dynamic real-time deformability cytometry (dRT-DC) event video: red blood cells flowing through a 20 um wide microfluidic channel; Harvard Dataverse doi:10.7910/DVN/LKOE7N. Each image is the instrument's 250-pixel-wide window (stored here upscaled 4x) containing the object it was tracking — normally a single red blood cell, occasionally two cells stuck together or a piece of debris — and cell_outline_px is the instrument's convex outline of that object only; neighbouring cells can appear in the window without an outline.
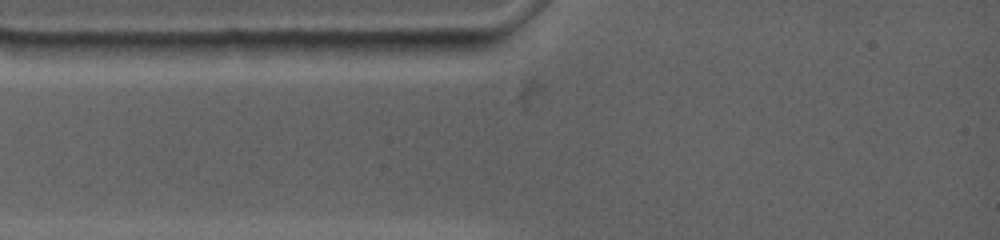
{"species": "common noctule bat (a hibernating species)", "species_latin": "Nyctalus noctula", "temperature_condition": "warm", "stored_images_in_passage": 3, "camera_frame_rate_fps": 4500, "um_per_image_px": 0.085, "animal": {"sex": "female", "body_mass_g": 19.0, "forearm_length_mm": 53.3}, "frame": {"image": 1, "passage_image": 2, "time_ms": 0.667, "image_size_px": [1000, 240], "cell_outline_px": [[484, 44], [460, 56], [404, 60], [384, 40], [480, 40]], "centroid_in_image_um": [36.76, 4.1], "position_along_channel_um": 48.2, "area_um2": 10.4}}